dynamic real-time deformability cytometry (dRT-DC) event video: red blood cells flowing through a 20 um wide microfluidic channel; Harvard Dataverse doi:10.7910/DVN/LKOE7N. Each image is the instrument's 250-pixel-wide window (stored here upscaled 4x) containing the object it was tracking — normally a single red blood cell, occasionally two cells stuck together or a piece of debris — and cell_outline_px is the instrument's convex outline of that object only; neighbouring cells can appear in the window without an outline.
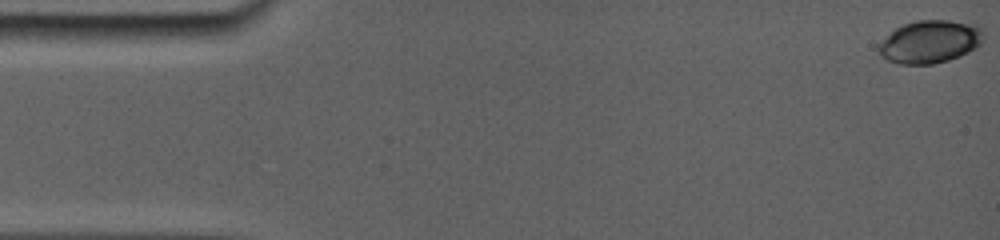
{"species": "common noctule bat (a hibernating species)", "species_latin": "Nyctalus noctula", "temperature_condition": "room temperature", "stored_images_in_passage": 41, "camera_frame_rate_fps": 5000, "um_per_image_px": 0.085, "animal": {"sex": "female", "body_mass_g": 19.0, "forearm_length_mm": 56.7}, "frame": {"image": 1, "passage_image": 1, "time_ms": 0.0, "image_size_px": [1000, 240], "cell_outline_px": [[984, 40], [976, 48], [960, 56], [948, 60], [932, 64], [900, 64], [888, 60], [880, 56], [876, 48], [880, 40], [896, 28], [904, 24], [916, 20], [948, 20], [976, 24], [980, 28], [984, 36]], "centroid_in_image_um": [79.02, 3.54], "position_along_channel_um": 6.0, "area_um2": 26.41}}
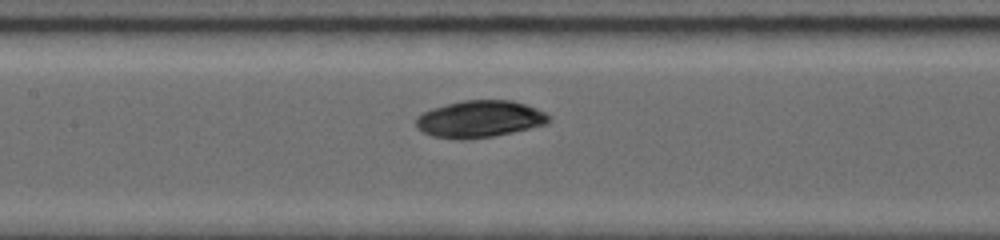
{"frame": {"image": 2, "passage_image": 18, "time_ms": 7.6, "image_size_px": [1000, 240], "cell_outline_px": [[552, 116], [544, 124], [528, 128], [492, 136], [436, 136], [424, 132], [416, 124], [416, 120], [424, 112], [432, 108], [464, 100], [512, 100], [536, 108]], "centroid_in_image_um": [40.83, 10.06], "position_along_channel_um": 166.6, "area_um2": 27.11}}
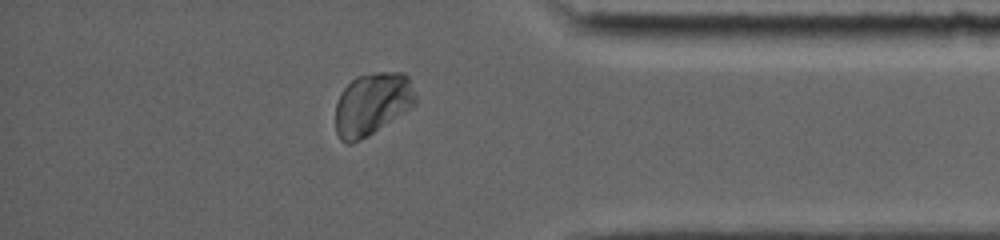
{"frame": {"image": 3, "passage_image": 35, "time_ms": 14.0, "image_size_px": [1000, 240], "cell_outline_px": [[416, 104], [368, 136], [352, 144], [344, 144], [340, 140], [336, 132], [336, 104], [340, 92], [356, 76], [376, 72], [404, 72], [408, 76], [416, 96]], "centroid_in_image_um": [31.62, 8.84], "position_along_channel_um": 403.6, "area_um2": 29.25}, "authors_computed_cell_mechanics": {"area_um2": 27.9752, "velocity_mm_per_s": 3.8382, "shape_relaxation_time_tau1_ms": 0.9472, "shape_relaxation_time_tau2_ms": null, "deformation_change_tau1": 0.0406, "deformation_change_tau2": null}}